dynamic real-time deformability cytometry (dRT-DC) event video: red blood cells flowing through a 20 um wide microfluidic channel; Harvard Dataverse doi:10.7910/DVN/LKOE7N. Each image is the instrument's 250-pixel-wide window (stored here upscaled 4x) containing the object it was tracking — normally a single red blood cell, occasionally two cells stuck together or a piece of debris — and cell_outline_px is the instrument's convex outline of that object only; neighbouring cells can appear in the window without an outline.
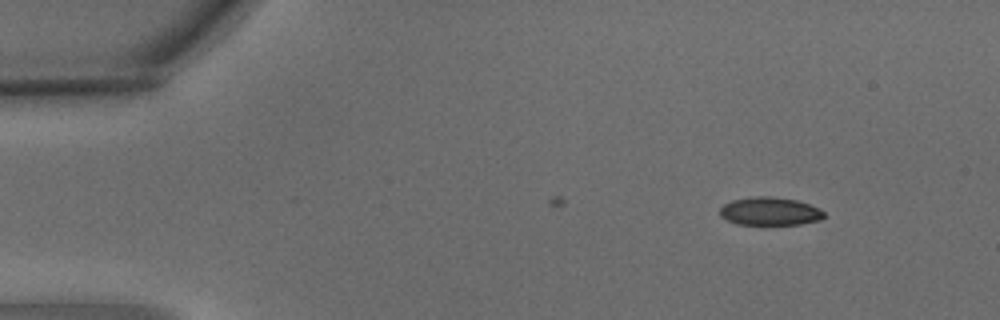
{"species": "common noctule bat (a hibernating species)", "species_latin": "Nyctalus noctula", "temperature_condition": "warm", "stored_images_in_passage": 3, "camera_frame_rate_fps": 3000, "um_per_image_px": 0.085, "animal": {"sex": "male", "body_mass_g": 15.6}, "frame": {"image": 1, "passage_image": 1, "time_ms": 0.0, "image_size_px": [1000, 320], "cell_outline_px": [[824, 216], [820, 220], [800, 224], [736, 224], [720, 216], [720, 208], [724, 204], [732, 200], [756, 196], [772, 196], [796, 200], [808, 204], [824, 212]], "centroid_in_image_um": [65.41, 17.95], "position_along_channel_um": 19.6, "area_um2": 16.88}}
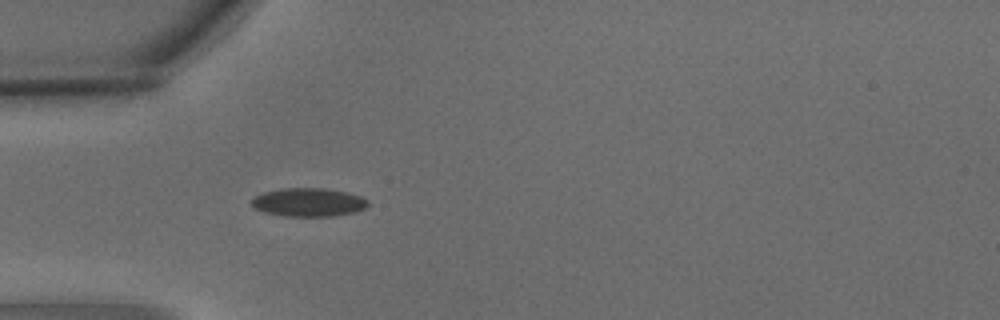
{"frame": {"image": 2, "passage_image": 3, "time_ms": 0.667, "image_size_px": [1000, 320], "cell_outline_px": [[368, 204], [364, 208], [352, 212], [332, 216], [284, 216], [264, 212], [256, 208], [252, 204], [252, 196], [264, 192], [280, 188], [324, 188], [344, 192], [360, 196], [368, 200]], "centroid_in_image_um": [26.18, 17.18], "position_along_channel_um": 58.8, "area_um2": 19.13}}